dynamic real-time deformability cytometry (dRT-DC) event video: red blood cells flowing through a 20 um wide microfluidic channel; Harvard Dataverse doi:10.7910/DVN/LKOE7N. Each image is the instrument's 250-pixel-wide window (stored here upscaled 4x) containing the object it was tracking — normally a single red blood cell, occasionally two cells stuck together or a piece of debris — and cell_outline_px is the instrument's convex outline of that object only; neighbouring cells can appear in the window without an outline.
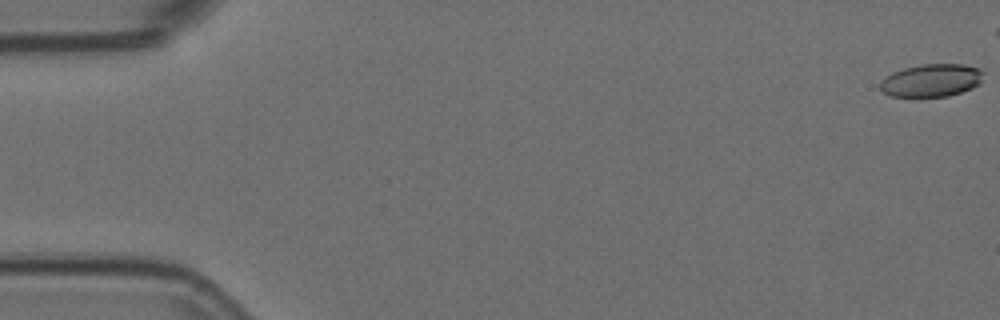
{"species": "Egyptian fruit bat (a non-hibernating species)", "species_latin": "Rousettus aegyptiacus", "temperature_condition": "room temperature", "stored_images_in_passage": 50, "camera_frame_rate_fps": 3000, "um_per_image_px": 0.085, "animal": {"sex": "female"}, "frame": {"image": 1, "passage_image": 1, "time_ms": 0.0, "image_size_px": [1000, 320], "cell_outline_px": [[984, 72], [980, 84], [972, 88], [948, 96], [892, 96], [884, 92], [880, 88], [880, 80], [892, 72], [904, 68], [924, 64], [964, 64], [980, 68]], "centroid_in_image_um": [79.2, 6.82], "position_along_channel_um": 5.8, "area_um2": 19.71}}
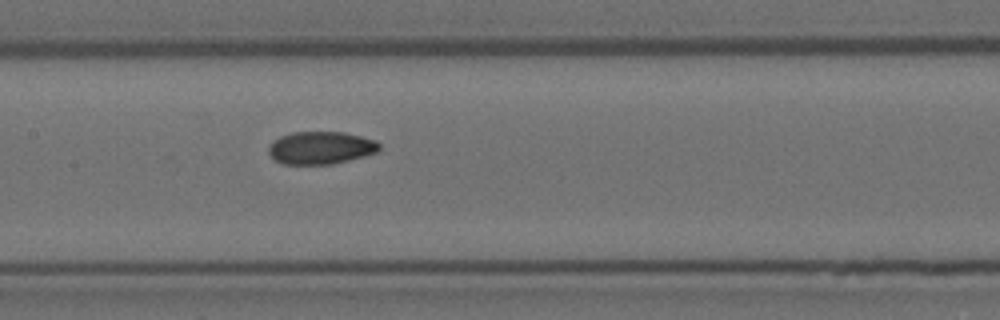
{"frame": {"image": 2, "passage_image": 28, "time_ms": 9.0, "image_size_px": [1000, 320], "cell_outline_px": [[380, 148], [376, 152], [364, 156], [332, 164], [284, 164], [276, 160], [268, 152], [268, 144], [272, 140], [280, 136], [292, 132], [344, 132], [376, 140], [380, 144]], "centroid_in_image_um": [27.24, 12.55], "position_along_channel_um": 180.2, "area_um2": 21.1}}
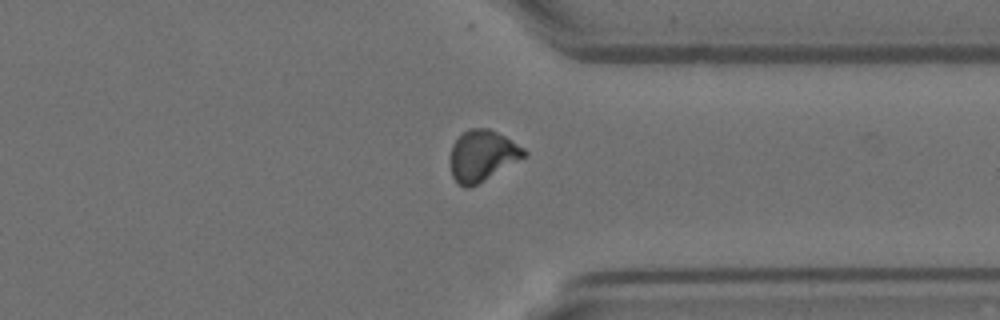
{"frame": {"image": 3, "passage_image": 44, "time_ms": 14.333, "image_size_px": [1000, 320], "cell_outline_px": [[528, 152], [524, 156], [476, 184], [468, 188], [464, 188], [456, 184], [452, 176], [452, 144], [468, 128], [488, 128], [504, 136], [524, 148]], "centroid_in_image_um": [40.97, 13.22], "position_along_channel_um": 370.4, "area_um2": 21.21}, "authors_computed_cell_mechanics": {"area_um2": 21.2993, "velocity_mm_per_s": 3.6167, "shape_relaxation_time_tau1_ms": null, "shape_relaxation_time_tau2_ms": 2.226, "deformation_change_tau1": null, "deformation_change_tau2": 0.0571}}